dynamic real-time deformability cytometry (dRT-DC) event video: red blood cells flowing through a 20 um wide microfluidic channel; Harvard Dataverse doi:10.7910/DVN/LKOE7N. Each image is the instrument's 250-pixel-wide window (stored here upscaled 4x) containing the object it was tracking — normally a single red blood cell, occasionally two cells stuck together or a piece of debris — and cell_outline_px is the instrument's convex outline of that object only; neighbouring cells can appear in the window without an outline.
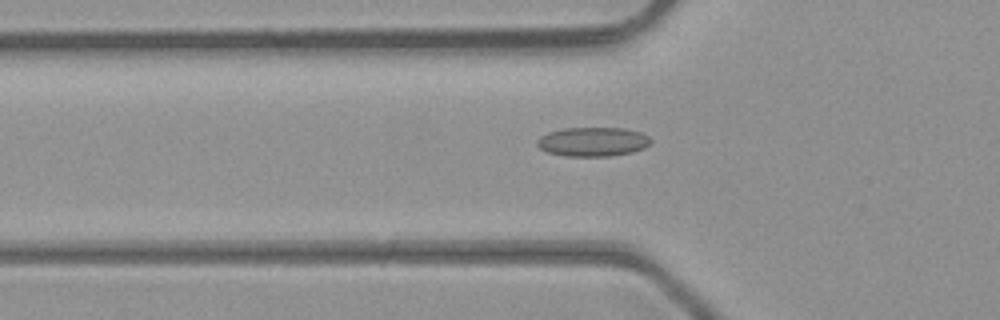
{"species": "common noctule bat (a hibernating species)", "species_latin": "Nyctalus noctula", "temperature_condition": "room temperature", "stored_images_in_passage": 43, "camera_frame_rate_fps": 3000, "um_per_image_px": 0.085, "animal": {"sex": "male", "body_mass_g": 23.1, "forearm_length_mm": 52.7}, "frame": {"image": 1, "passage_image": 12, "time_ms": 3.667, "image_size_px": [1000, 320], "cell_outline_px": [[652, 140], [644, 148], [632, 152], [608, 156], [564, 156], [544, 152], [536, 144], [536, 140], [540, 136], [548, 132], [564, 128], [624, 128], [640, 132], [648, 136]], "centroid_in_image_um": [50.34, 12.05], "position_along_channel_um": 75.5, "area_um2": 19.42}}
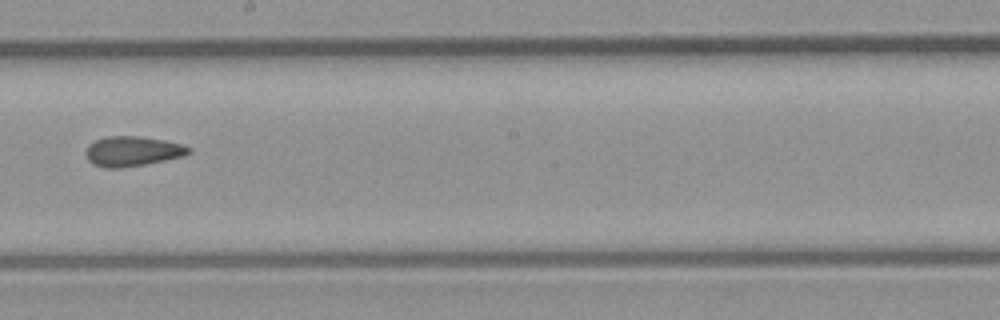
{"frame": {"image": 2, "passage_image": 23, "time_ms": 7.333, "image_size_px": [1000, 320], "cell_outline_px": [[192, 152], [184, 156], [144, 164], [120, 168], [104, 168], [92, 164], [88, 160], [84, 152], [88, 144], [96, 140], [108, 136], [140, 136], [164, 140], [180, 144], [192, 148]], "centroid_in_image_um": [11.23, 12.86], "position_along_channel_um": 237.0, "area_um2": 18.03}}
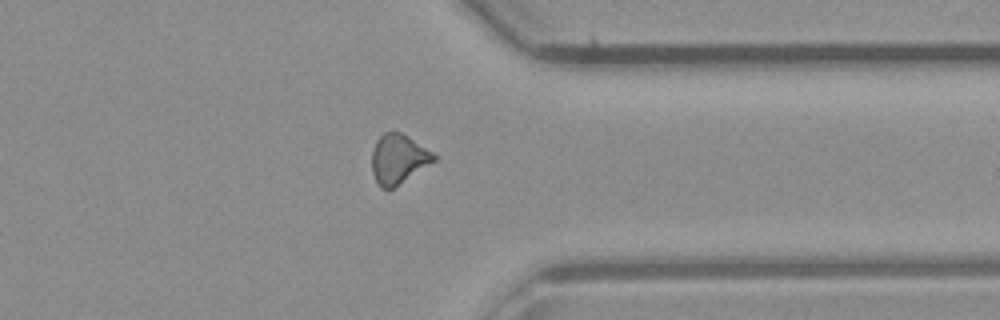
{"frame": {"image": 3, "passage_image": 33, "time_ms": 10.667, "image_size_px": [1000, 320], "cell_outline_px": [[436, 160], [392, 188], [380, 188], [372, 172], [372, 148], [376, 140], [384, 132], [392, 128], [408, 136], [432, 152], [436, 156]], "centroid_in_image_um": [33.82, 13.46], "position_along_channel_um": 377.6, "area_um2": 17.8}, "authors_computed_cell_mechanics": {"area_um2": 17.8602, "velocity_mm_per_s": 4.3639, "shape_relaxation_time_tau1_ms": null, "shape_relaxation_time_tau2_ms": 6.1608, "deformation_change_tau1": null, "deformation_change_tau2": 0.1673}}